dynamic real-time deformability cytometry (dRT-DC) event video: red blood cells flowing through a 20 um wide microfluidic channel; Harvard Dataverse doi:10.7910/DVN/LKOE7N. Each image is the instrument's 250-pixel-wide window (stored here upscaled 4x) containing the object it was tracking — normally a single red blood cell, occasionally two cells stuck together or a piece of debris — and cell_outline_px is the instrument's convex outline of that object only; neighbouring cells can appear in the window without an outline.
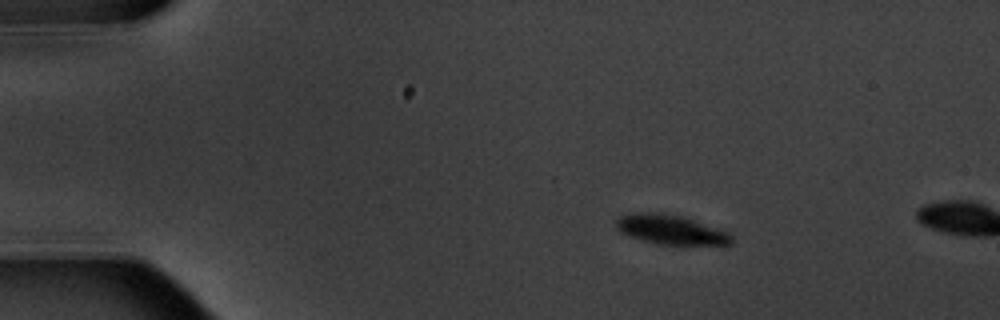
{"species": "common noctule bat (a hibernating species)", "species_latin": "Nyctalus noctula", "temperature_condition": "warm", "stored_images_in_passage": 3, "camera_frame_rate_fps": 3000, "um_per_image_px": 0.085, "animal": {"sex": "male", "body_mass_g": 20.1, "forearm_length_mm": 53.5}, "frame": {"image": 1, "passage_image": 2, "time_ms": 1.333, "image_size_px": [1000, 320], "cell_outline_px": [[732, 244], [724, 248], [656, 244], [620, 232], [616, 228], [616, 220], [620, 216], [632, 212], [656, 212], [680, 216], [728, 232], [732, 236]], "centroid_in_image_um": [57.11, 19.58], "position_along_channel_um": 27.9, "area_um2": 20.46}}